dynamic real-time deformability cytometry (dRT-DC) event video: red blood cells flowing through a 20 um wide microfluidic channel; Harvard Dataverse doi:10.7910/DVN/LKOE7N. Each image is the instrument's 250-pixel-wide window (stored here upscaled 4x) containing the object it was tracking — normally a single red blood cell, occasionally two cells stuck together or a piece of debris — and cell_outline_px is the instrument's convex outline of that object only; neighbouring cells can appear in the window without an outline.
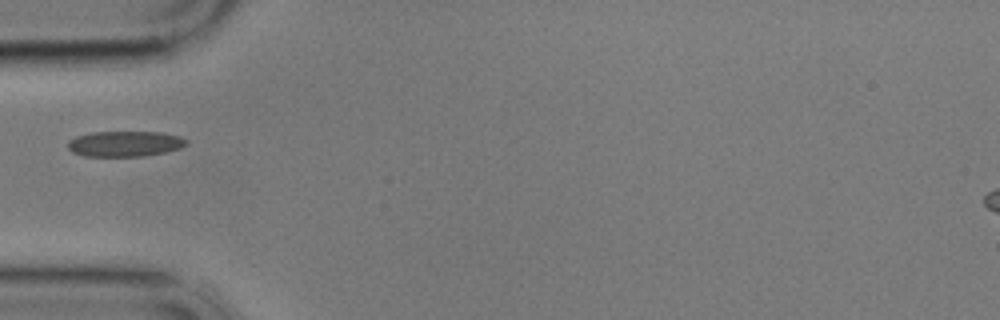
{"species": "common noctule bat (a hibernating species)", "species_latin": "Nyctalus noctula", "temperature_condition": "cold", "stored_images_in_passage": 41, "camera_frame_rate_fps": 3000, "um_per_image_px": 0.085, "animal": {"sex": "male", "body_mass_g": 17.9}, "frame": {"image": 1, "passage_image": 1, "time_ms": 0.0, "image_size_px": [1000, 320], "cell_outline_px": [[188, 144], [180, 148], [164, 152], [144, 156], [84, 156], [72, 152], [68, 148], [68, 140], [76, 136], [92, 132], [160, 132], [180, 136], [188, 140]], "centroid_in_image_um": [10.61, 12.22], "position_along_channel_um": 74.4, "area_um2": 17.69}}
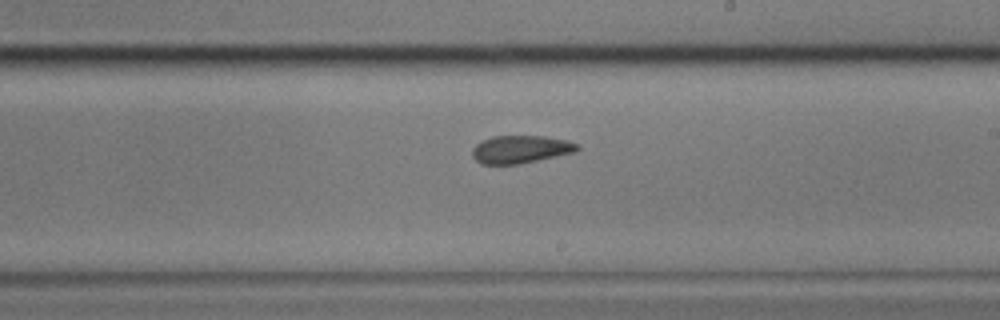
{"frame": {"image": 2, "passage_image": 16, "time_ms": 5.0, "image_size_px": [1000, 320], "cell_outline_px": [[580, 148], [576, 152], [520, 164], [480, 164], [472, 156], [472, 148], [480, 140], [492, 136], [544, 136], [568, 140], [580, 144]], "centroid_in_image_um": [44.26, 12.69], "position_along_channel_um": 244.7, "area_um2": 17.28}}
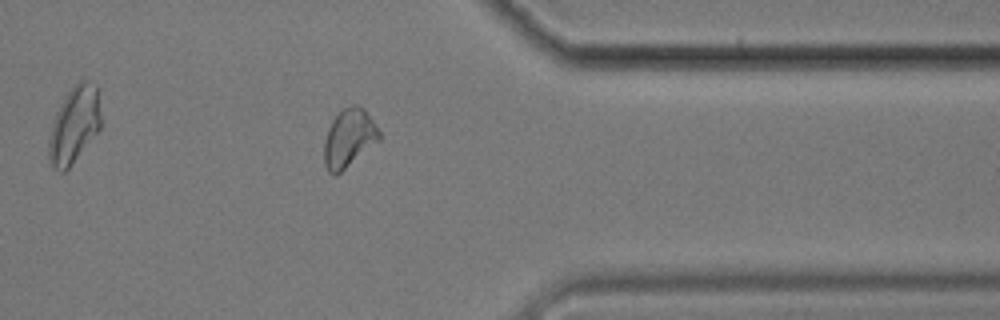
{"frame": {"image": 3, "passage_image": 29, "time_ms": 9.333, "image_size_px": [1000, 320], "cell_outline_px": [[380, 140], [336, 176], [328, 172], [324, 164], [324, 144], [328, 128], [332, 120], [344, 108], [352, 104], [356, 104], [364, 108], [380, 132]], "centroid_in_image_um": [29.65, 11.75], "position_along_channel_um": 381.7, "area_um2": 18.61}}